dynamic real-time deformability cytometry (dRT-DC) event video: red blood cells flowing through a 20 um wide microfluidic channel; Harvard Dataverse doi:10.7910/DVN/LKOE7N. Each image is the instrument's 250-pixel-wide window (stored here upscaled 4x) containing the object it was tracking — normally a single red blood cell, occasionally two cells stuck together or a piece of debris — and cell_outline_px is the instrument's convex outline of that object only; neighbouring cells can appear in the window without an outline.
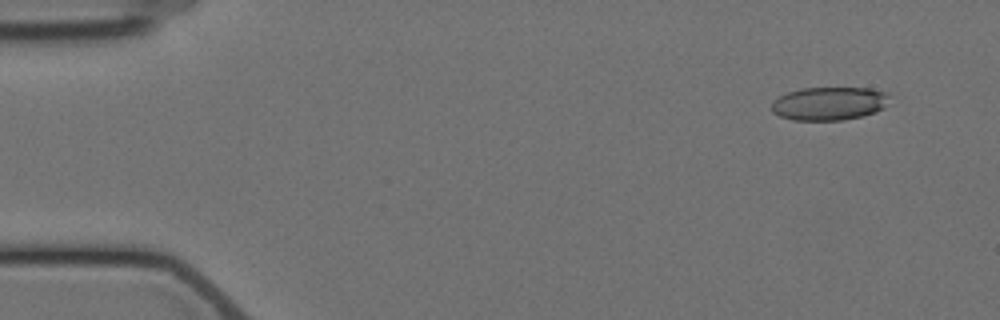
{"species": "Egyptian fruit bat (a non-hibernating species)", "species_latin": "Rousettus aegyptiacus", "temperature_condition": "cold", "stored_images_in_passage": 8, "camera_frame_rate_fps": 3000, "um_per_image_px": 0.085, "animal": {"sex": "female"}, "frame": {"image": 1, "passage_image": 1, "time_ms": 0.0, "image_size_px": [1000, 320], "cell_outline_px": [[888, 104], [884, 108], [876, 112], [864, 116], [844, 120], [792, 120], [780, 116], [772, 112], [772, 104], [780, 96], [788, 92], [800, 88], [868, 88], [884, 92], [888, 96]], "centroid_in_image_um": [70.5, 8.81], "position_along_channel_um": 14.5, "area_um2": 22.89}}
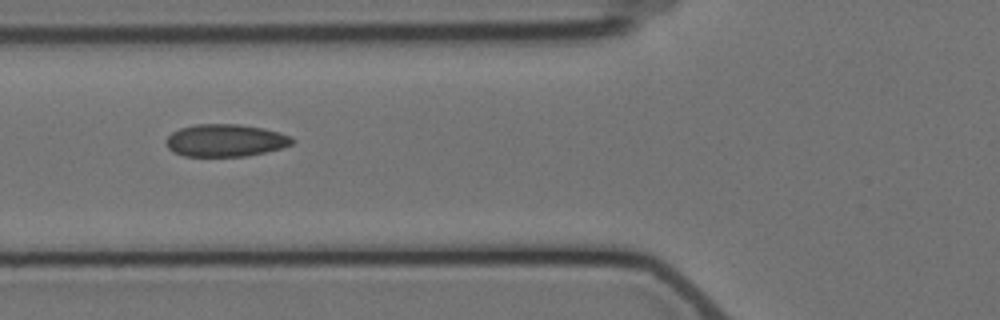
{"frame": {"image": 2, "passage_image": 6, "time_ms": 5.667, "image_size_px": [1000, 320], "cell_outline_px": [[296, 140], [292, 144], [280, 148], [264, 152], [244, 156], [184, 156], [172, 152], [168, 148], [164, 140], [172, 132], [180, 128], [196, 124], [240, 124], [264, 128], [280, 132], [292, 136]], "centroid_in_image_um": [19.15, 11.93], "position_along_channel_um": 106.6, "area_um2": 23.99}}
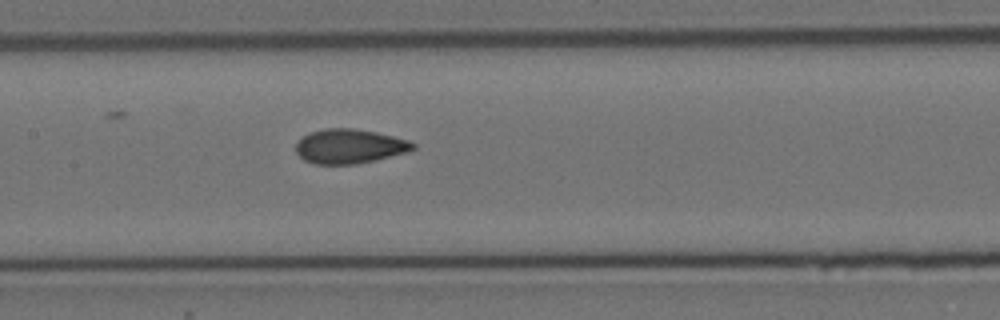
{"frame": {"image": 3, "passage_image": 8, "time_ms": 7.667, "image_size_px": [1000, 320], "cell_outline_px": [[416, 148], [408, 152], [376, 160], [356, 164], [312, 164], [304, 160], [296, 152], [296, 144], [304, 136], [312, 132], [324, 128], [352, 128], [376, 132], [408, 140], [416, 144]], "centroid_in_image_um": [29.73, 12.44], "position_along_channel_um": 177.7, "area_um2": 23.47}}